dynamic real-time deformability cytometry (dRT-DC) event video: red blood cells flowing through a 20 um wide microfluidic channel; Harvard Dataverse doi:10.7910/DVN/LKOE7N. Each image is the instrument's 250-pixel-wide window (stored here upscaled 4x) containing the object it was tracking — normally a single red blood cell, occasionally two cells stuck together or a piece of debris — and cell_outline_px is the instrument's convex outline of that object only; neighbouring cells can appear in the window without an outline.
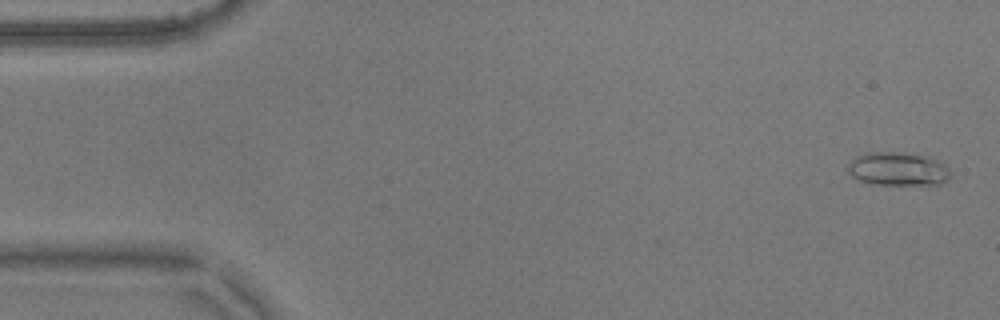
{"species": "common noctule bat (a hibernating species)", "species_latin": "Nyctalus noctula", "temperature_condition": "warm", "stored_images_in_passage": 56, "camera_frame_rate_fps": 3000, "um_per_image_px": 0.085, "animal": {"sex": "male", "body_mass_g": 17.9}, "frame": {"image": 1, "passage_image": 2, "time_ms": 0.333, "image_size_px": [1000, 320], "cell_outline_px": [[952, 172], [944, 180], [936, 184], [872, 184], [860, 180], [852, 176], [844, 168], [856, 156], [872, 152], [896, 152], [928, 156], [936, 160], [948, 168]], "centroid_in_image_um": [76.26, 14.35], "position_along_channel_um": 8.7, "area_um2": 19.71}}
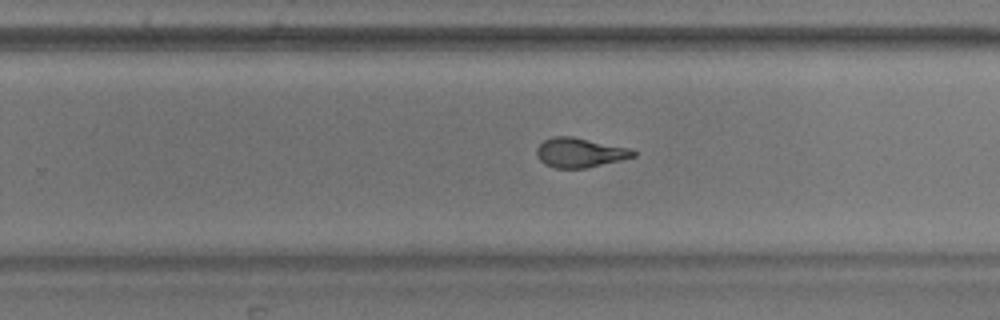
{"frame": {"image": 2, "passage_image": 35, "time_ms": 11.333, "image_size_px": [1000, 320], "cell_outline_px": [[636, 156], [620, 160], [584, 168], [556, 168], [544, 164], [536, 156], [536, 148], [544, 140], [552, 136], [572, 136], [632, 148], [636, 152]], "centroid_in_image_um": [49.28, 12.96], "position_along_channel_um": 280.5, "area_um2": 16.7}}
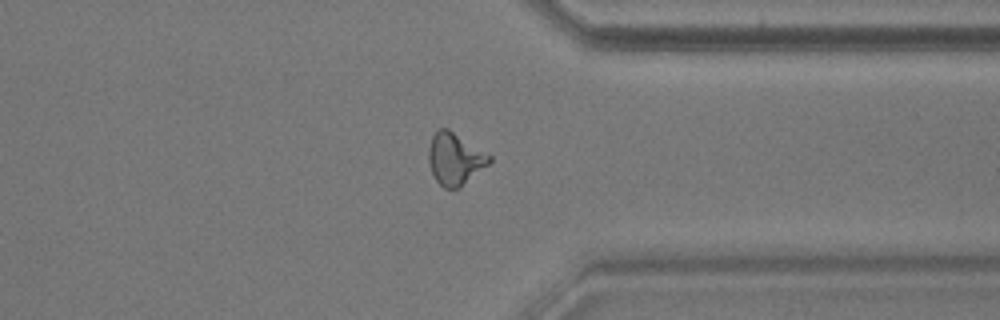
{"frame": {"image": 3, "passage_image": 43, "time_ms": 14.0, "image_size_px": [1000, 320], "cell_outline_px": [[492, 160], [488, 164], [460, 188], [444, 188], [436, 180], [432, 172], [428, 160], [428, 148], [432, 136], [440, 128], [448, 128], [492, 156]], "centroid_in_image_um": [38.66, 13.5], "position_along_channel_um": 372.7, "area_um2": 18.26}, "authors_computed_cell_mechanics": {"area_um2": 17.5134, "velocity_mm_per_s": 3.6037, "shape_relaxation_time_tau1_ms": 5.0068, "shape_relaxation_time_tau2_ms": 1.5397, "deformation_change_tau1": 0.1798, "deformation_change_tau2": 0.0944}}